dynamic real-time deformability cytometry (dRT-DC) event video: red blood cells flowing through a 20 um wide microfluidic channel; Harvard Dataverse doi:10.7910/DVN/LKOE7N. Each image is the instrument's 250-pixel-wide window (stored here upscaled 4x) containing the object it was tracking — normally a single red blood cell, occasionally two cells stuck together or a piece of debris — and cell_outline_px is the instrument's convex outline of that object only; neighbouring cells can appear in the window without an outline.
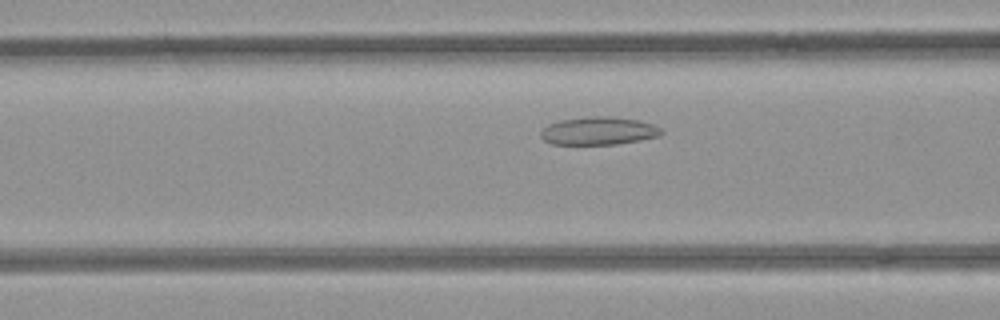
{"species": "common noctule bat (a hibernating species)", "species_latin": "Nyctalus noctula", "temperature_condition": "room temperature", "stored_images_in_passage": 28, "camera_frame_rate_fps": 3000, "um_per_image_px": 0.085, "animal": {"sex": "female", "body_mass_g": 21.9}, "frame": {"image": 1, "passage_image": 4, "time_ms": 1.0, "image_size_px": [1000, 320], "cell_outline_px": [[664, 132], [660, 136], [640, 140], [616, 144], [552, 144], [544, 140], [540, 136], [540, 132], [548, 124], [560, 120], [588, 116], [612, 116], [640, 120], [652, 124], [660, 128]], "centroid_in_image_um": [50.89, 11.12], "position_along_channel_um": 115.7, "area_um2": 19.77}}
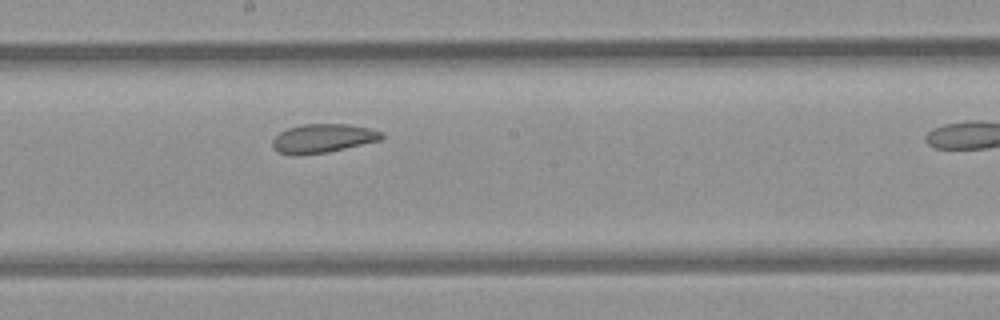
{"frame": {"image": 2, "passage_image": 12, "time_ms": 3.667, "image_size_px": [1000, 320], "cell_outline_px": [[384, 136], [380, 140], [328, 152], [296, 156], [288, 156], [276, 152], [272, 148], [272, 140], [280, 132], [288, 128], [304, 124], [348, 124], [372, 128], [380, 132]], "centroid_in_image_um": [27.39, 11.78], "position_along_channel_um": 220.8, "area_um2": 18.55}}
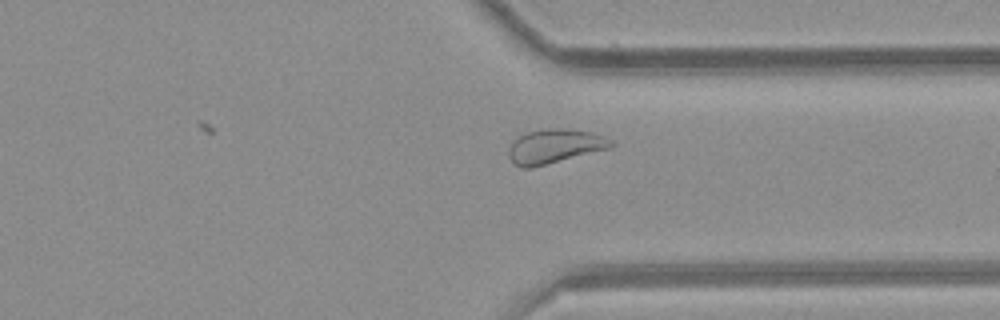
{"frame": {"image": 3, "passage_image": 23, "time_ms": 7.333, "image_size_px": [1000, 320], "cell_outline_px": [[616, 144], [612, 148], [532, 168], [520, 168], [508, 156], [508, 148], [520, 136], [528, 132], [548, 128], [560, 128], [592, 132], [604, 136], [612, 140]], "centroid_in_image_um": [47.2, 12.44], "position_along_channel_um": 364.2, "area_um2": 20.46}}